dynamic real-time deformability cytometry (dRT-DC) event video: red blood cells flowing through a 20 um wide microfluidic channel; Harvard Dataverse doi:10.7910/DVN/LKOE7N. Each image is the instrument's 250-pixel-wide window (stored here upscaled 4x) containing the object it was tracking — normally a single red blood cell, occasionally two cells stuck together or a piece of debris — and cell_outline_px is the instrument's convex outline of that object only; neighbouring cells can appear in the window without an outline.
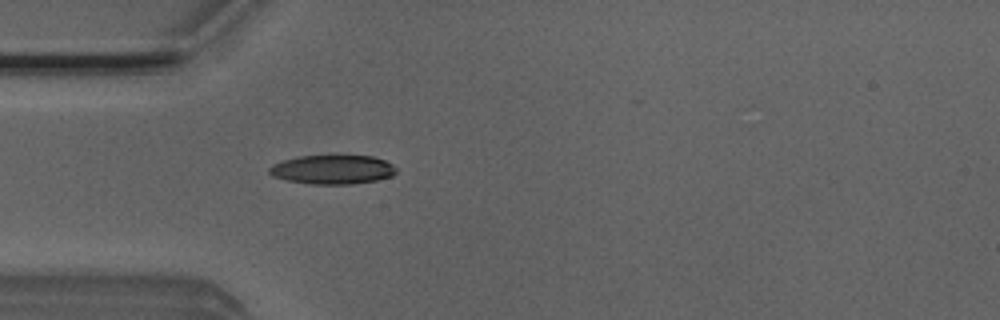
{"species": "Egyptian fruit bat (a non-hibernating species)", "species_latin": "Rousettus aegyptiacus", "temperature_condition": "room temperature", "stored_images_in_passage": 1, "camera_frame_rate_fps": 3000, "um_per_image_px": 0.085, "animal": {"sex": "male"}, "frame": {"image": 1, "passage_image": 1, "time_ms": 0.0, "image_size_px": [1000, 320], "cell_outline_px": [[396, 172], [392, 176], [376, 180], [352, 184], [312, 184], [288, 180], [272, 176], [268, 172], [268, 168], [272, 164], [284, 160], [300, 156], [372, 156], [384, 160], [392, 164], [396, 168]], "centroid_in_image_um": [28.26, 14.41], "position_along_channel_um": 56.7, "area_um2": 21.39}}